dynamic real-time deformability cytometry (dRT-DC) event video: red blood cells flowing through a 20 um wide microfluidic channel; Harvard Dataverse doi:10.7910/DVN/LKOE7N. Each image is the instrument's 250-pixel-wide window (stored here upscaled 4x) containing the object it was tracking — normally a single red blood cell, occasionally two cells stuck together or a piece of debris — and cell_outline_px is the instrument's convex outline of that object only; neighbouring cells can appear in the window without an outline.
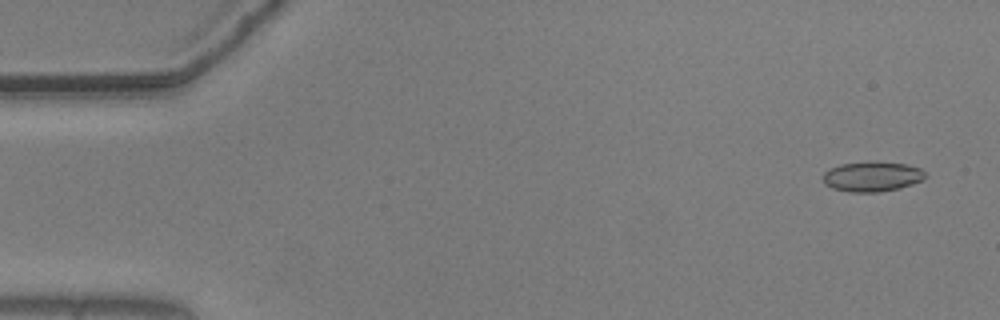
{"species": "common noctule bat (a hibernating species)", "species_latin": "Nyctalus noctula", "temperature_condition": "warm", "stored_images_in_passage": 55, "camera_frame_rate_fps": 3000, "um_per_image_px": 0.085, "animal": {"sex": "male", "body_mass_g": 20.5, "forearm_length_mm": 52.5}, "frame": {"image": 1, "passage_image": 3, "time_ms": 0.667, "image_size_px": [1000, 320], "cell_outline_px": [[924, 180], [900, 188], [880, 192], [848, 192], [832, 188], [824, 184], [824, 172], [840, 164], [868, 160], [908, 164], [920, 168], [924, 172]], "centroid_in_image_um": [74.13, 14.99], "position_along_channel_um": 10.9, "area_um2": 18.15}}
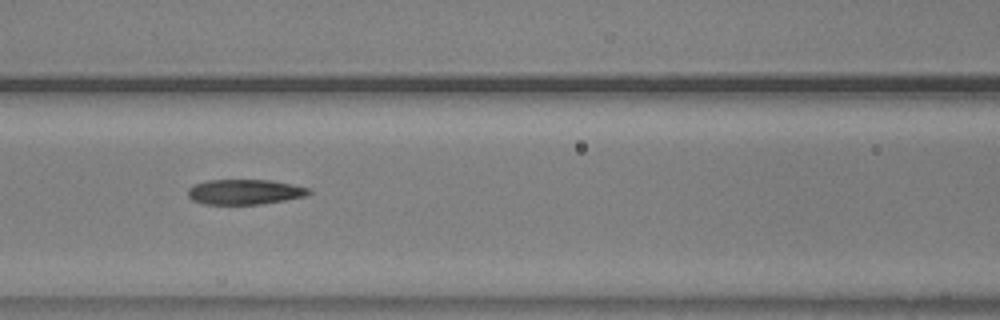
{"frame": {"image": 2, "passage_image": 24, "time_ms": 7.667, "image_size_px": [1000, 320], "cell_outline_px": [[312, 192], [304, 196], [264, 204], [204, 204], [192, 200], [188, 196], [188, 188], [196, 184], [208, 180], [272, 180], [312, 188]], "centroid_in_image_um": [20.83, 16.31], "position_along_channel_um": 145.8, "area_um2": 17.74}}
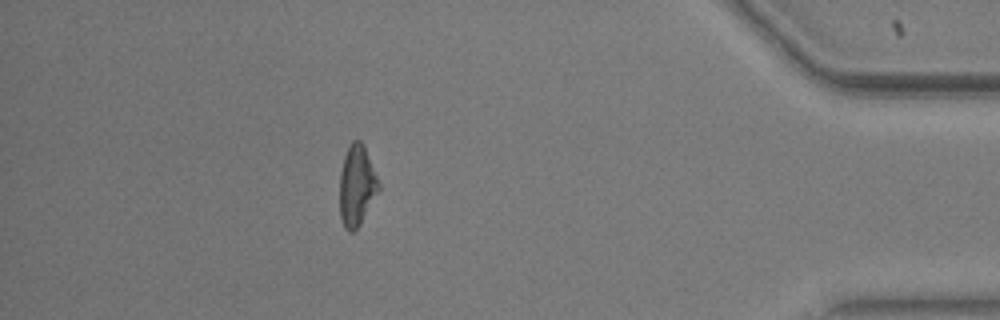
{"frame": {"image": 3, "passage_image": 49, "time_ms": 16.0, "image_size_px": [1000, 320], "cell_outline_px": [[380, 188], [360, 224], [352, 232], [348, 232], [344, 228], [340, 216], [340, 172], [344, 156], [352, 140], [360, 140], [364, 144], [380, 184]], "centroid_in_image_um": [30.32, 15.77], "position_along_channel_um": 404.9, "area_um2": 18.26}, "authors_computed_cell_mechanics": {"area_um2": 18.2648, "velocity_mm_per_s": 3.6777, "shape_relaxation_time_tau1_ms": 6.0218, "shape_relaxation_time_tau2_ms": 4.4385, "deformation_change_tau1": 0.1869, "deformation_change_tau2": 0.1525}}